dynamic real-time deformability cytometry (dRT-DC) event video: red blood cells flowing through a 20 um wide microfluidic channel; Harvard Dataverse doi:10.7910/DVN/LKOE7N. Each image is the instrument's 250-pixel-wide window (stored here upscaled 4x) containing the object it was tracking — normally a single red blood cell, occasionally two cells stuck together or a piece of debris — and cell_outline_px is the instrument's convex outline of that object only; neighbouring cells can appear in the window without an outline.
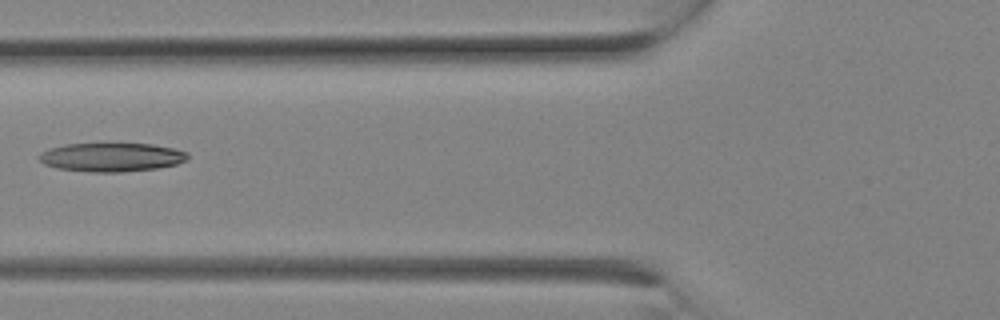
{"species": "Egyptian fruit bat (a non-hibernating species)", "species_latin": "Rousettus aegyptiacus", "temperature_condition": "room temperature", "stored_images_in_passage": 5, "camera_frame_rate_fps": 3000, "um_per_image_px": 0.085, "animal": {"sex": "female"}, "frame": {"image": 1, "passage_image": 4, "time_ms": 1.0, "image_size_px": [1000, 320], "cell_outline_px": [[188, 160], [176, 164], [156, 168], [120, 172], [92, 172], [56, 168], [44, 164], [40, 160], [40, 152], [48, 148], [68, 144], [152, 144], [172, 148], [188, 152]], "centroid_in_image_um": [9.48, 13.36], "position_along_channel_um": 116.3, "area_um2": 24.74}}